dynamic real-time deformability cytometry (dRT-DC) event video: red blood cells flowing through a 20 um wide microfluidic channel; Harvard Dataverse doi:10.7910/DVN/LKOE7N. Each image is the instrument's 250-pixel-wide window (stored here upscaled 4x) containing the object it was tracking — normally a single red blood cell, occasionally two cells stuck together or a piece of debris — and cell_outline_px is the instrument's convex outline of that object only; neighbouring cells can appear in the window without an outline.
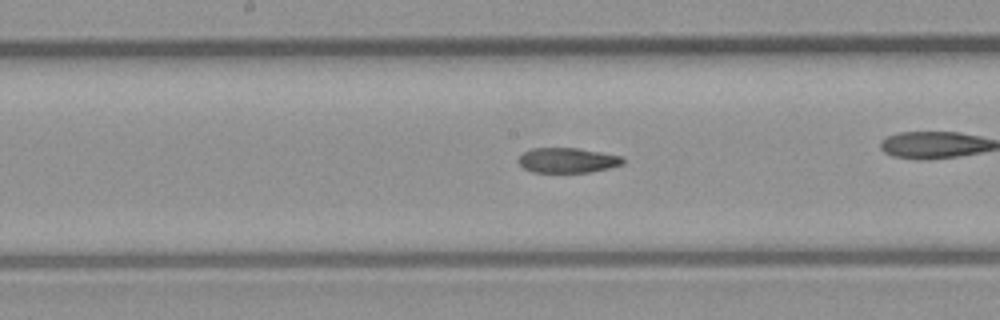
{"species": "common noctule bat (a hibernating species)", "species_latin": "Nyctalus noctula", "temperature_condition": "room temperature", "stored_images_in_passage": 44, "camera_frame_rate_fps": 3000, "um_per_image_px": 0.085, "animal": {"sex": "male", "body_mass_g": 23.1, "forearm_length_mm": 52.7}, "frame": {"image": 1, "passage_image": 26, "time_ms": 8.333, "image_size_px": [1000, 320], "cell_outline_px": [[624, 164], [592, 172], [532, 172], [524, 168], [516, 160], [524, 152], [532, 148], [576, 148], [624, 156]], "centroid_in_image_um": [48.25, 13.62], "position_along_channel_um": 200.0, "area_um2": 15.26}, "authors_computed_cell_mechanics": {"area_um2": 16.8198, "velocity_mm_per_s": 4.3036, "shape_relaxation_time_tau1_ms": null, "shape_relaxation_time_tau2_ms": 3.6749, "deformation_change_tau1": null, "deformation_change_tau2": 0.1079}}